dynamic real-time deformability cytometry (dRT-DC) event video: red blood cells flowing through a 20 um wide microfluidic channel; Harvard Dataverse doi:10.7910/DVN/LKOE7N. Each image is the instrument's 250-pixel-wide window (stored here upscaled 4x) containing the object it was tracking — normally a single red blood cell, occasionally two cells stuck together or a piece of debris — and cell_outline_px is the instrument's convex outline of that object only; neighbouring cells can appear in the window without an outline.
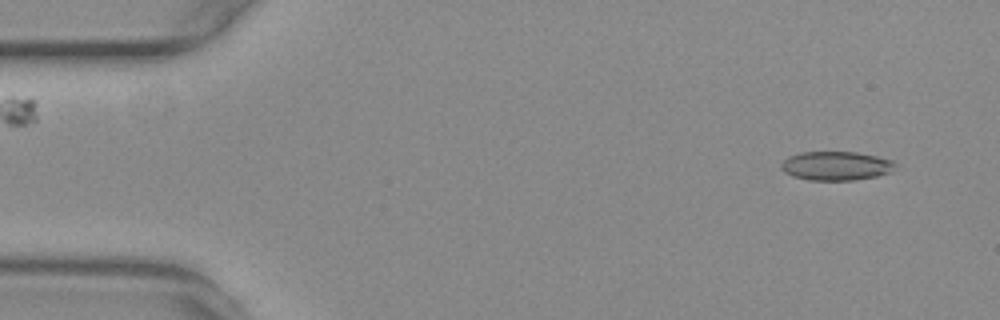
{"species": "common noctule bat (a hibernating species)", "species_latin": "Nyctalus noctula", "temperature_condition": "warm", "stored_images_in_passage": 54, "camera_frame_rate_fps": 3000, "um_per_image_px": 0.085, "animal": {"sex": "female", "body_mass_g": 29.2, "forearm_length_mm": 56.3}, "frame": {"image": 1, "passage_image": 3, "time_ms": 0.667, "image_size_px": [1000, 320], "cell_outline_px": [[896, 164], [888, 172], [876, 176], [852, 180], [808, 180], [792, 176], [784, 172], [780, 168], [780, 164], [788, 156], [800, 152], [856, 152], [876, 156], [892, 160]], "centroid_in_image_um": [71.0, 14.09], "position_along_channel_um": 14.0, "area_um2": 19.13}}
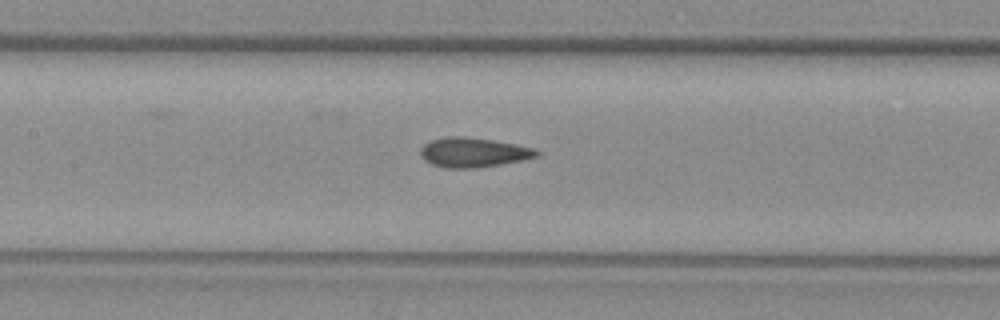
{"frame": {"image": 2, "passage_image": 24, "time_ms": 7.667, "image_size_px": [1000, 320], "cell_outline_px": [[540, 152], [536, 156], [524, 160], [476, 168], [444, 168], [432, 164], [424, 160], [420, 156], [420, 148], [424, 144], [432, 140], [448, 136], [464, 136], [492, 140], [536, 148]], "centroid_in_image_um": [40.21, 12.96], "position_along_channel_um": 167.2, "area_um2": 20.06}}
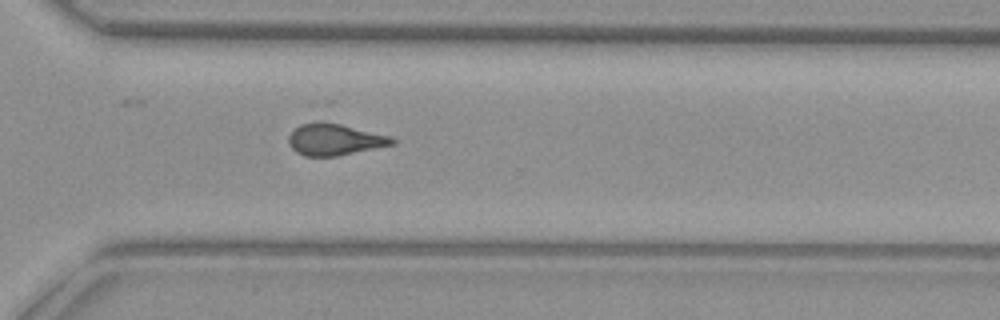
{"frame": {"image": 3, "passage_image": 38, "time_ms": 12.333, "image_size_px": [1000, 320], "cell_outline_px": [[396, 144], [336, 156], [304, 156], [296, 152], [288, 144], [288, 136], [300, 124], [320, 120], [328, 120], [392, 136], [396, 140]], "centroid_in_image_um": [28.46, 11.83], "position_along_channel_um": 342.1, "area_um2": 19.54}, "authors_computed_cell_mechanics": {"area_um2": 19.4786, "velocity_mm_per_s": 3.7601, "shape_relaxation_time_tau1_ms": null, "shape_relaxation_time_tau2_ms": 1.4172, "deformation_change_tau1": null, "deformation_change_tau2": 0.0648}}